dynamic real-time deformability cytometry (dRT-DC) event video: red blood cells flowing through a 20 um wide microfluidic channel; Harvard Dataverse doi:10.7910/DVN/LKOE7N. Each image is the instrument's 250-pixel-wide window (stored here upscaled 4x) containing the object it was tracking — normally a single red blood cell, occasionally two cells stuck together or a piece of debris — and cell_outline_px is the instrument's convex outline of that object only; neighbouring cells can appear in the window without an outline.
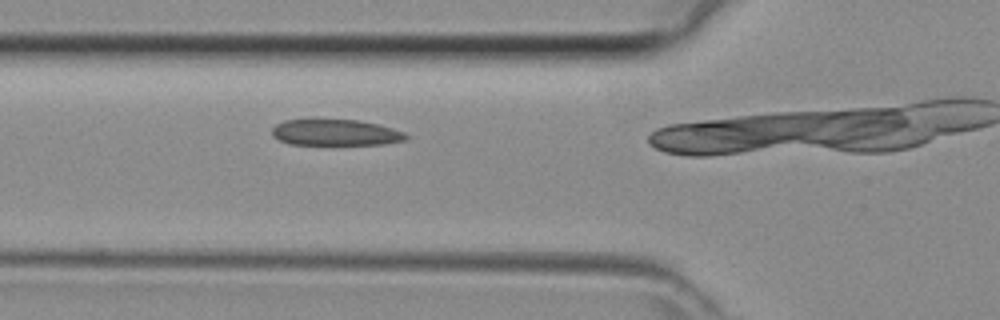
{"species": "common noctule bat (a hibernating species)", "species_latin": "Nyctalus noctula", "temperature_condition": "room temperature", "stored_images_in_passage": 12, "camera_frame_rate_fps": 3000, "um_per_image_px": 0.085, "animal": {"sex": "female", "body_mass_g": 29.2, "forearm_length_mm": 56.3}, "frame": {"image": 1, "passage_image": 6, "time_ms": 1.667, "image_size_px": [1000, 320], "cell_outline_px": [[412, 136], [408, 140], [384, 144], [332, 148], [288, 144], [272, 136], [272, 128], [276, 124], [284, 120], [312, 116], [360, 120], [380, 124], [404, 132]], "centroid_in_image_um": [28.5, 11.27], "position_along_channel_um": 97.3, "area_um2": 23.0}}
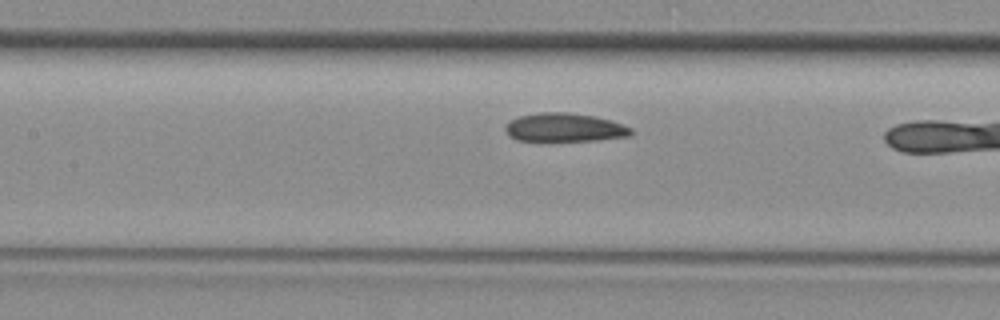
{"frame": {"image": 2, "passage_image": 10, "time_ms": 3.0, "image_size_px": [1000, 320], "cell_outline_px": [[632, 136], [596, 140], [516, 140], [508, 136], [504, 128], [508, 120], [520, 116], [540, 112], [568, 112], [592, 116], [612, 120], [632, 128]], "centroid_in_image_um": [47.97, 10.83], "position_along_channel_um": 159.4, "area_um2": 20.92}}